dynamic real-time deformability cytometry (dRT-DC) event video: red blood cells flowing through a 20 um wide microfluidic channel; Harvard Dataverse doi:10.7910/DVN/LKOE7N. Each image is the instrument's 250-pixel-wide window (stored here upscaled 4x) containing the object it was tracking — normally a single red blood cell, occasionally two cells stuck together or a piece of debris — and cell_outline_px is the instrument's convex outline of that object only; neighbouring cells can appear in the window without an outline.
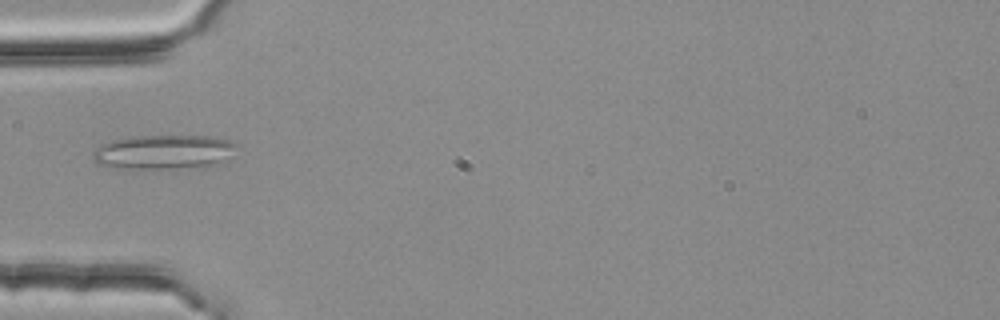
{"species": "common noctule bat (a hibernating species)", "species_latin": "Nyctalus noctula", "temperature_condition": "room temperature", "stored_images_in_passage": 4, "camera_frame_rate_fps": 3000, "um_per_image_px": 0.085, "animal": {"sex": "female", "body_mass_g": 25.1}, "frame": {"image": 1, "passage_image": 4, "time_ms": 1.0, "image_size_px": [1000, 320], "cell_outline_px": [[240, 144], [220, 160], [212, 164], [176, 168], [116, 168], [96, 164], [92, 156], [92, 152], [100, 144], [112, 140], [132, 136], [216, 136]], "centroid_in_image_um": [13.8, 12.89], "position_along_channel_um": 71.2, "area_um2": 28.32}}